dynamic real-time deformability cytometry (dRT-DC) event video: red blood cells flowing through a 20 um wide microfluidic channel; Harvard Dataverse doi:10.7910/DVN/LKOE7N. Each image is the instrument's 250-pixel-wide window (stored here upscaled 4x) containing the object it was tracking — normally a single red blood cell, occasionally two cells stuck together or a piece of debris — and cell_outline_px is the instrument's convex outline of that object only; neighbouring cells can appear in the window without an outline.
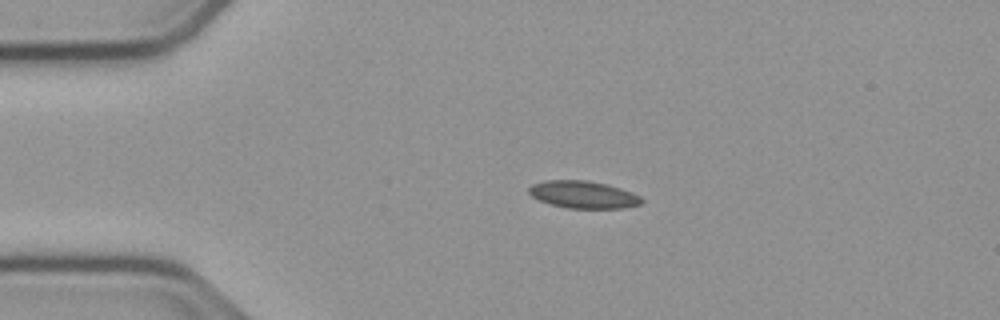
{"species": "common noctule bat (a hibernating species)", "species_latin": "Nyctalus noctula", "temperature_condition": "cold", "stored_images_in_passage": 44, "camera_frame_rate_fps": 3000, "um_per_image_px": 0.085, "animal": {"sex": "male", "body_mass_g": 23.1, "forearm_length_mm": 52.7}, "frame": {"image": 1, "passage_image": 1, "time_ms": 0.0, "image_size_px": [1000, 320], "cell_outline_px": [[644, 200], [640, 204], [624, 208], [568, 208], [552, 204], [540, 200], [532, 196], [528, 192], [528, 188], [532, 184], [544, 180], [584, 180], [608, 184], [632, 192], [640, 196]], "centroid_in_image_um": [49.58, 16.53], "position_along_channel_um": 35.4, "area_um2": 17.92}}
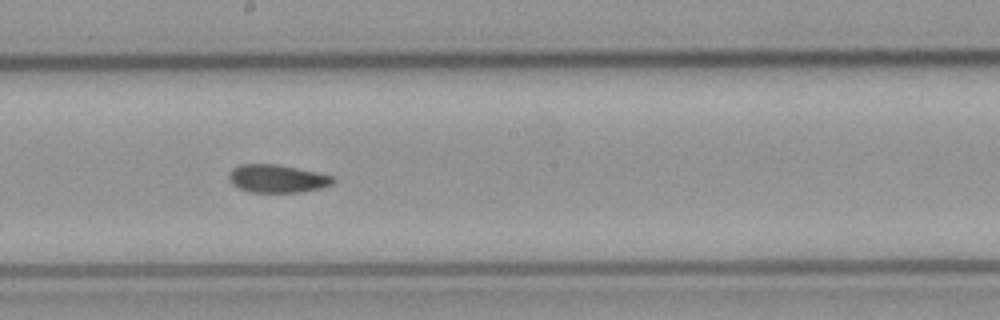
{"frame": {"image": 2, "passage_image": 19, "time_ms": 6.0, "image_size_px": [1000, 320], "cell_outline_px": [[336, 180], [332, 184], [324, 188], [300, 192], [248, 192], [232, 184], [228, 176], [232, 168], [240, 164], [276, 164], [316, 172], [332, 176]], "centroid_in_image_um": [23.57, 15.19], "position_along_channel_um": 224.6, "area_um2": 16.99}}
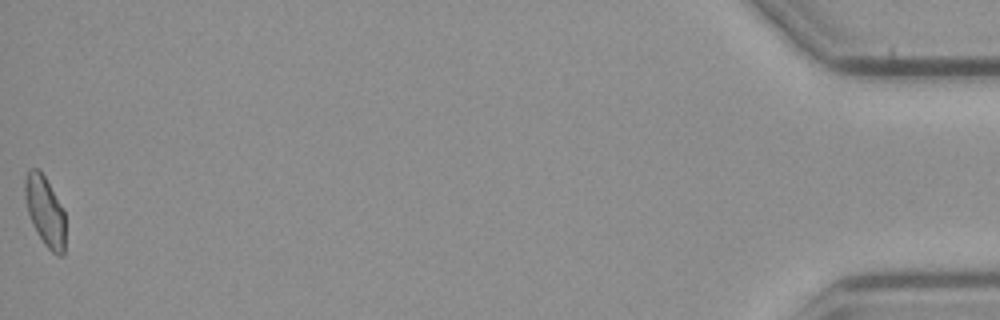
{"frame": {"image": 3, "passage_image": 44, "time_ms": 14.333, "image_size_px": [1000, 320], "cell_outline_px": [[64, 256], [60, 256], [52, 252], [44, 244], [32, 224], [28, 212], [24, 196], [24, 176], [32, 168], [36, 168], [44, 176], [60, 204], [64, 212]], "centroid_in_image_um": [3.8, 17.96], "position_along_channel_um": 431.4, "area_um2": 16.18}, "authors_computed_cell_mechanics": {"area_um2": 17.0799, "velocity_mm_per_s": 3.757, "shape_relaxation_time_tau1_ms": null, "shape_relaxation_time_tau2_ms": 3.8252, "deformation_change_tau1": null, "deformation_change_tau2": 0.1003}}